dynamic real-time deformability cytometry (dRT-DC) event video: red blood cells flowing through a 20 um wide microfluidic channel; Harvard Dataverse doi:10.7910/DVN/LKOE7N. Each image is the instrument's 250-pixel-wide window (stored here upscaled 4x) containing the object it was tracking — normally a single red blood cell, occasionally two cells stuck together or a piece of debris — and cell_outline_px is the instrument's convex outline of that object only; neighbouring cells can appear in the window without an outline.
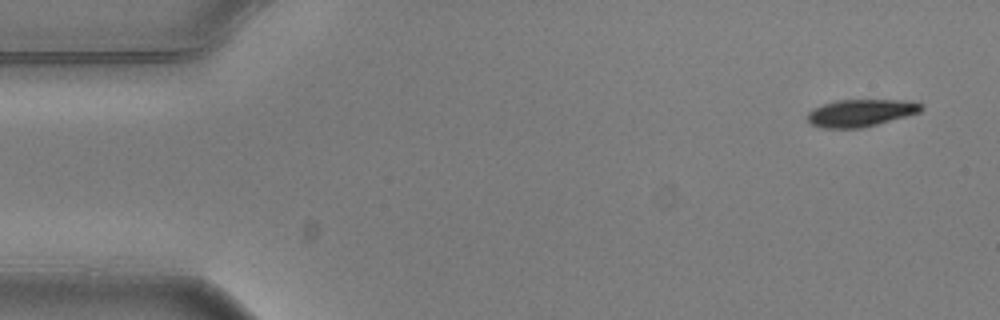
{"species": "common noctule bat (a hibernating species)", "species_latin": "Nyctalus noctula", "temperature_condition": "warm", "stored_images_in_passage": 5, "camera_frame_rate_fps": 3000, "um_per_image_px": 0.085, "animal": {"sex": "male", "body_mass_g": 20.5, "forearm_length_mm": 52.5}, "frame": {"image": 1, "passage_image": 1, "time_ms": 0.0, "image_size_px": [1000, 320], "cell_outline_px": [[924, 108], [920, 112], [876, 124], [860, 128], [824, 128], [812, 124], [808, 120], [808, 112], [812, 108], [836, 100], [904, 100], [924, 104]], "centroid_in_image_um": [73.16, 9.58], "position_along_channel_um": 11.8, "area_um2": 17.92}}